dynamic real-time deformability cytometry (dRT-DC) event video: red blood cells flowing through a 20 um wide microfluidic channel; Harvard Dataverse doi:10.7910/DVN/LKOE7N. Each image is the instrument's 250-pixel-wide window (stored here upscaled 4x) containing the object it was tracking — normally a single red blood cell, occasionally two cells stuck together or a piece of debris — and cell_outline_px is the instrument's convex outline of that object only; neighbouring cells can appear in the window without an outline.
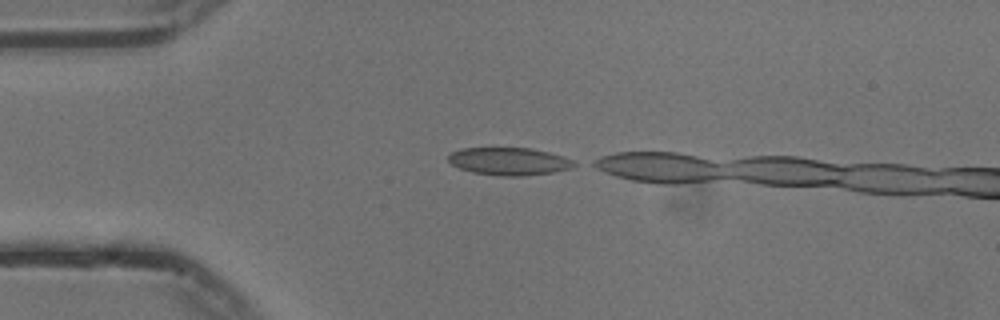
{"species": "common noctule bat (a hibernating species)", "species_latin": "Nyctalus noctula", "temperature_condition": "cold", "stored_images_in_passage": 4, "camera_frame_rate_fps": 3000, "um_per_image_px": 0.085, "animal": {"sex": "male", "body_mass_g": 13.3}, "frame": {"image": 1, "passage_image": 1, "time_ms": 0.0, "image_size_px": [1000, 320], "cell_outline_px": [[580, 164], [572, 168], [552, 172], [520, 176], [500, 176], [472, 172], [460, 168], [452, 164], [448, 160], [448, 156], [452, 152], [460, 148], [532, 148], [548, 152], [576, 160]], "centroid_in_image_um": [43.32, 13.71], "position_along_channel_um": 41.7, "area_um2": 20.35}}